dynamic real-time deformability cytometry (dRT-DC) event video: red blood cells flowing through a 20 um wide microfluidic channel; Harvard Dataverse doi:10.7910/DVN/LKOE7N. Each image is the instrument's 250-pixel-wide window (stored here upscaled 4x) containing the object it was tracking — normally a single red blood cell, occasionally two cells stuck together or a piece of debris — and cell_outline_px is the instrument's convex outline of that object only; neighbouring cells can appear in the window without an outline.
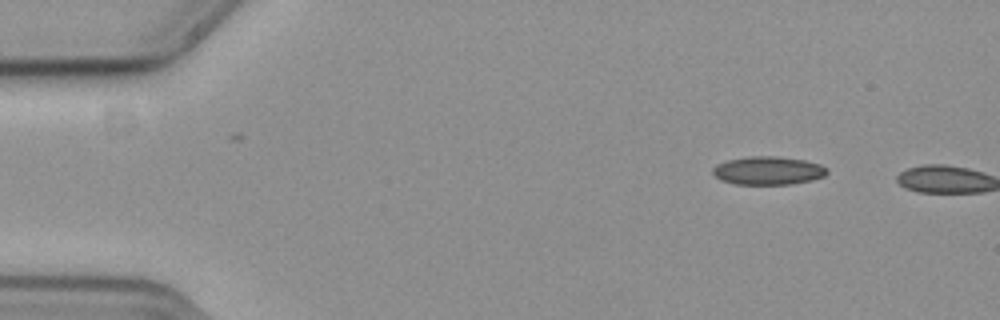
{"species": "common noctule bat (a hibernating species)", "species_latin": "Nyctalus noctula", "temperature_condition": "cold", "stored_images_in_passage": 2, "camera_frame_rate_fps": 3000, "um_per_image_px": 0.085, "animal": {"sex": "female", "body_mass_g": 19.3, "forearm_length_mm": 54.1}, "frame": {"image": 1, "passage_image": 1, "time_ms": 0.0, "image_size_px": [1000, 320], "cell_outline_px": [[828, 172], [824, 176], [812, 180], [788, 184], [736, 184], [724, 180], [716, 176], [712, 172], [712, 168], [716, 164], [728, 160], [748, 156], [776, 156], [804, 160], [820, 164], [828, 168]], "centroid_in_image_um": [65.31, 14.49], "position_along_channel_um": 19.7, "area_um2": 18.73}}